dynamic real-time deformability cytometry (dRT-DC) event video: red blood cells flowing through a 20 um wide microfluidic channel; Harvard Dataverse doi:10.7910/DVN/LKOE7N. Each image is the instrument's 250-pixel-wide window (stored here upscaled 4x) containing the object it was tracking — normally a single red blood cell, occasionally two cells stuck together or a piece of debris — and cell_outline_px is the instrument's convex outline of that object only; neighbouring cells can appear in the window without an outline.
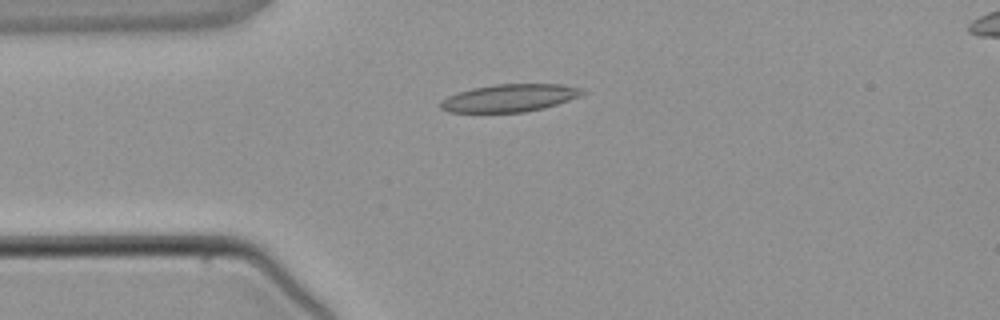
{"species": "common noctule bat (a hibernating species)", "species_latin": "Nyctalus noctula", "temperature_condition": "warm", "stored_images_in_passage": 2, "segment_of_instrument_passage": [1, 2], "camera_frame_rate_fps": 3000, "um_per_image_px": 0.085, "animal": {"sex": "male", "body_mass_g": 21.5, "forearm_length_mm": 52.0}, "frame": {"image": 1, "passage_image": 1, "time_ms": 0.0, "image_size_px": [1000, 320], "cell_outline_px": [[588, 92], [580, 96], [544, 108], [524, 112], [448, 112], [440, 108], [440, 104], [448, 96], [472, 88], [496, 84], [560, 84], [580, 88]], "centroid_in_image_um": [43.34, 8.32], "position_along_channel_um": 41.7, "area_um2": 22.6}}